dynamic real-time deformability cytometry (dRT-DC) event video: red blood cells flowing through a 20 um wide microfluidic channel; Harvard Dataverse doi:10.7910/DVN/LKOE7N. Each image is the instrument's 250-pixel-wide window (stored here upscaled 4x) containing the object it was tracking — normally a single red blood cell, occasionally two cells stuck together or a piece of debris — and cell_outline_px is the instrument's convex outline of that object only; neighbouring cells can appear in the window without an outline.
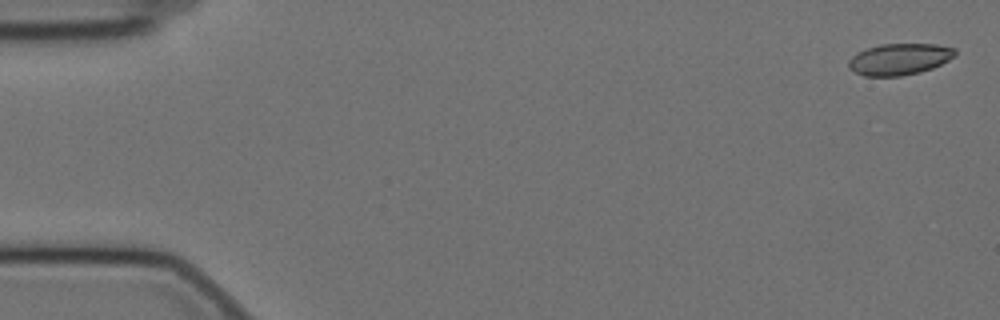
{"species": "Egyptian fruit bat (a non-hibernating species)", "species_latin": "Rousettus aegyptiacus", "temperature_condition": "cold", "stored_images_in_passage": 25, "camera_frame_rate_fps": 3000, "um_per_image_px": 0.085, "animal": {"sex": "female"}, "frame": {"image": 1, "passage_image": 2, "time_ms": 0.333, "image_size_px": [1000, 320], "cell_outline_px": [[956, 56], [932, 68], [920, 72], [900, 76], [864, 76], [848, 68], [848, 60], [856, 52], [880, 44], [936, 44], [956, 48]], "centroid_in_image_um": [76.44, 5.02], "position_along_channel_um": 8.6, "area_um2": 19.59}}
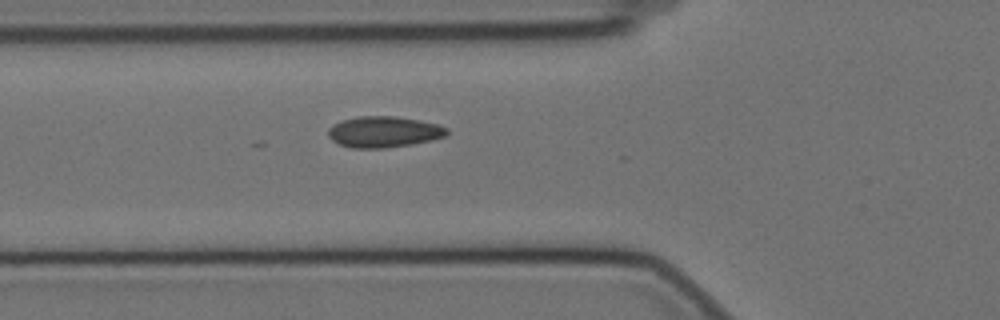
{"frame": {"image": 2, "passage_image": 21, "time_ms": 6.667, "image_size_px": [1000, 320], "cell_outline_px": [[448, 132], [444, 136], [432, 140], [412, 144], [384, 148], [352, 148], [340, 144], [332, 140], [328, 136], [328, 128], [332, 124], [340, 120], [360, 116], [396, 116], [440, 124], [448, 128]], "centroid_in_image_um": [32.61, 11.2], "position_along_channel_um": 93.2, "area_um2": 21.62}}
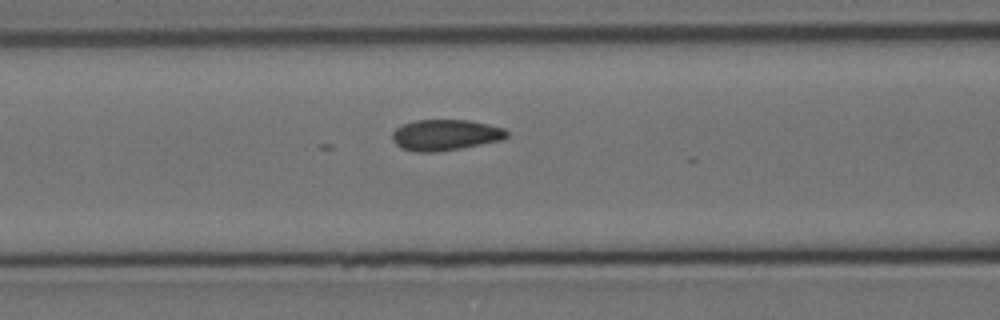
{"frame": {"image": 3, "passage_image": 24, "time_ms": 7.667, "image_size_px": [1000, 320], "cell_outline_px": [[508, 136], [504, 140], [460, 148], [436, 152], [416, 152], [400, 148], [392, 140], [392, 132], [396, 128], [404, 124], [416, 120], [468, 120], [488, 124], [504, 128], [508, 132]], "centroid_in_image_um": [37.86, 11.48], "position_along_channel_um": 128.7, "area_um2": 20.75}}